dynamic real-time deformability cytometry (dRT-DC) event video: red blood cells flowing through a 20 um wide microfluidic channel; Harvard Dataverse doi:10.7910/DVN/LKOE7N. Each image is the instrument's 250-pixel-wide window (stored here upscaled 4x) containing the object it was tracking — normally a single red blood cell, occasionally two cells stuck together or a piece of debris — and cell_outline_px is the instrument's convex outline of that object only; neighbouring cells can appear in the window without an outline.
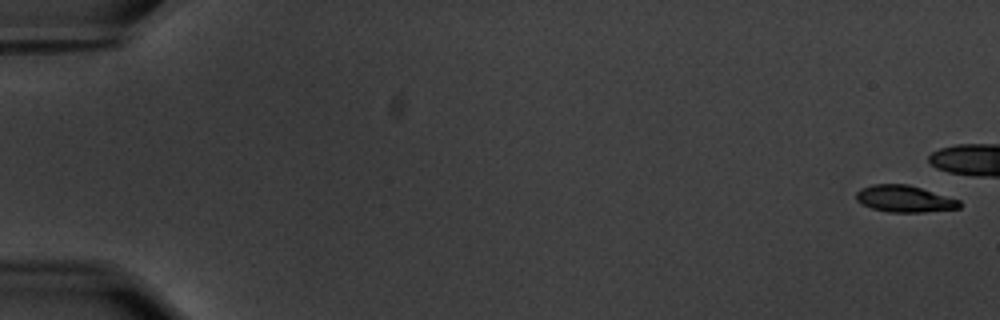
{"species": "common noctule bat (a hibernating species)", "species_latin": "Nyctalus noctula", "temperature_condition": "warm", "stored_images_in_passage": 9, "camera_frame_rate_fps": 3000, "um_per_image_px": 0.085, "animal": {"sex": "male", "body_mass_g": 20.1, "forearm_length_mm": 53.5}, "frame": {"image": 1, "passage_image": 1, "time_ms": 0.0, "image_size_px": [1000, 320], "cell_outline_px": [[960, 208], [924, 212], [888, 212], [872, 208], [856, 200], [856, 192], [860, 188], [872, 184], [908, 184], [960, 200]], "centroid_in_image_um": [76.86, 16.89], "position_along_channel_um": 8.1, "area_um2": 16.01}}